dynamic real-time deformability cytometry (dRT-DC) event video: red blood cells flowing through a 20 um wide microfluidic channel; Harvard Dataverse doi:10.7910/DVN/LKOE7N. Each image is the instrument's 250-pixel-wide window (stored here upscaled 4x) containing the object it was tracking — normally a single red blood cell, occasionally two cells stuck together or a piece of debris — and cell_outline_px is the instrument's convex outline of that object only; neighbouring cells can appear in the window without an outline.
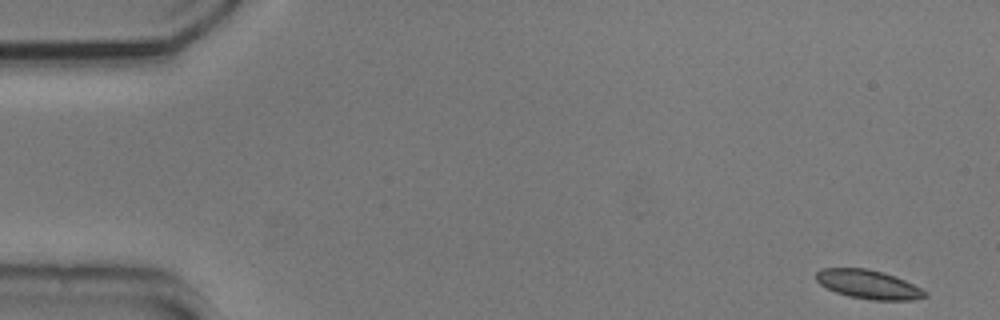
{"species": "common noctule bat (a hibernating species)", "species_latin": "Nyctalus noctula", "temperature_condition": "cold", "stored_images_in_passage": 14, "camera_frame_rate_fps": 3000, "um_per_image_px": 0.085, "animal": {"sex": "male", "body_mass_g": 20.5, "forearm_length_mm": 52.5}, "frame": {"image": 1, "passage_image": 1, "time_ms": 0.0, "image_size_px": [1000, 320], "cell_outline_px": [[928, 296], [912, 300], [872, 300], [848, 296], [836, 292], [820, 284], [816, 280], [816, 272], [820, 268], [868, 268], [884, 272], [896, 276], [928, 292]], "centroid_in_image_um": [73.82, 24.17], "position_along_channel_um": 11.2, "area_um2": 18.38}}
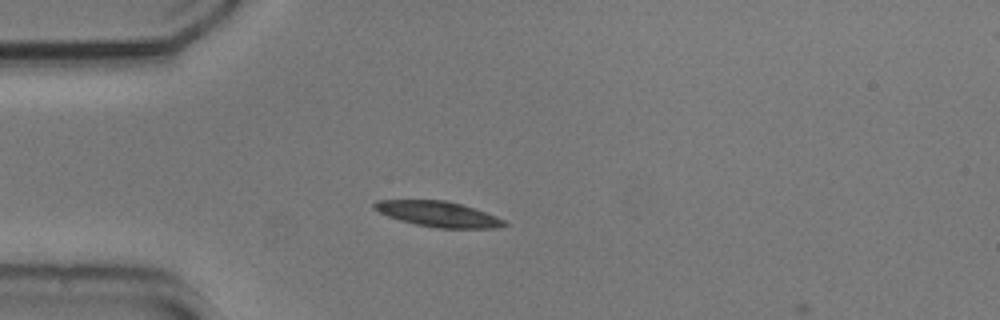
{"frame": {"image": 2, "passage_image": 13, "time_ms": 4.0, "image_size_px": [1000, 320], "cell_outline_px": [[508, 224], [496, 228], [436, 228], [416, 224], [400, 220], [388, 216], [372, 208], [372, 204], [376, 200], [444, 200], [460, 204], [496, 216], [504, 220]], "centroid_in_image_um": [37.21, 18.19], "position_along_channel_um": 47.8, "area_um2": 19.07}}